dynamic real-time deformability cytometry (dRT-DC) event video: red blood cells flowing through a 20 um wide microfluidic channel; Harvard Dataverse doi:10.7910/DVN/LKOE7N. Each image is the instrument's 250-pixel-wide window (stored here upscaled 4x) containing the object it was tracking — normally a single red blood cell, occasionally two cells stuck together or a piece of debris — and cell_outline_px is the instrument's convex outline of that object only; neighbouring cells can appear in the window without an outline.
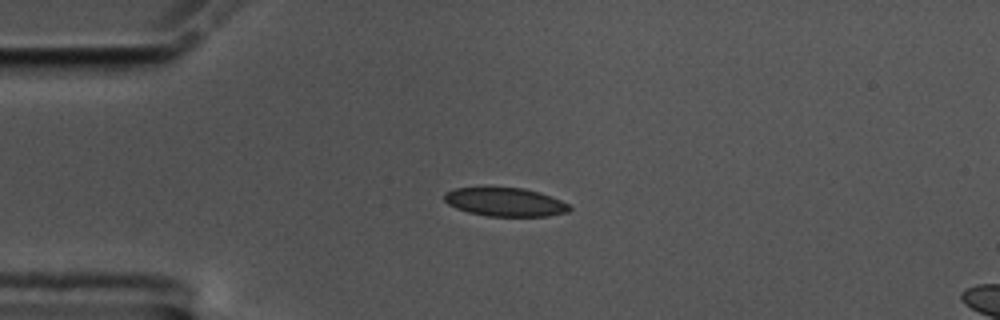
{"species": "common noctule bat (a hibernating species)", "species_latin": "Nyctalus noctula", "temperature_condition": "cold", "stored_images_in_passage": 31, "camera_frame_rate_fps": 3000, "um_per_image_px": 0.085, "animal": {"sex": "male", "body_mass_g": 17.5, "forearm_length_mm": 52.3}, "frame": {"image": 1, "passage_image": 1, "time_ms": 0.0, "image_size_px": [1000, 320], "cell_outline_px": [[572, 208], [568, 212], [548, 216], [488, 216], [468, 212], [456, 208], [448, 204], [444, 200], [444, 192], [456, 188], [524, 188], [540, 192], [552, 196], [568, 204]], "centroid_in_image_um": [42.95, 17.18], "position_along_channel_um": 42.0, "area_um2": 20.81}}
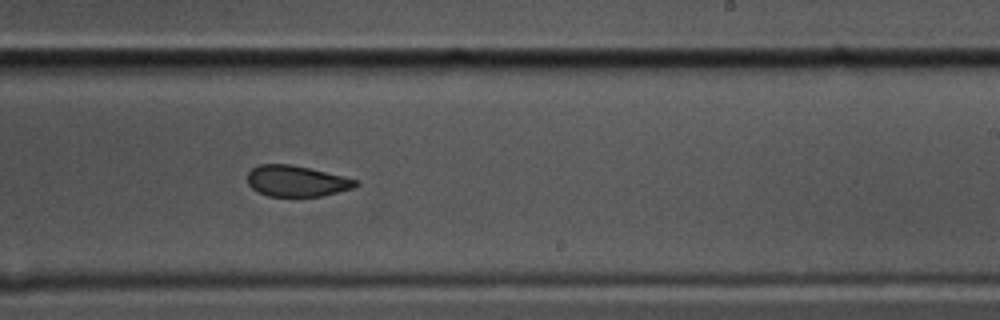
{"frame": {"image": 2, "passage_image": 22, "time_ms": 7.0, "image_size_px": [1000, 320], "cell_outline_px": [[360, 184], [352, 188], [320, 196], [268, 196], [252, 188], [248, 184], [248, 172], [252, 168], [260, 164], [292, 164], [360, 180]], "centroid_in_image_um": [25.21, 15.38], "position_along_channel_um": 263.8, "area_um2": 19.42}}
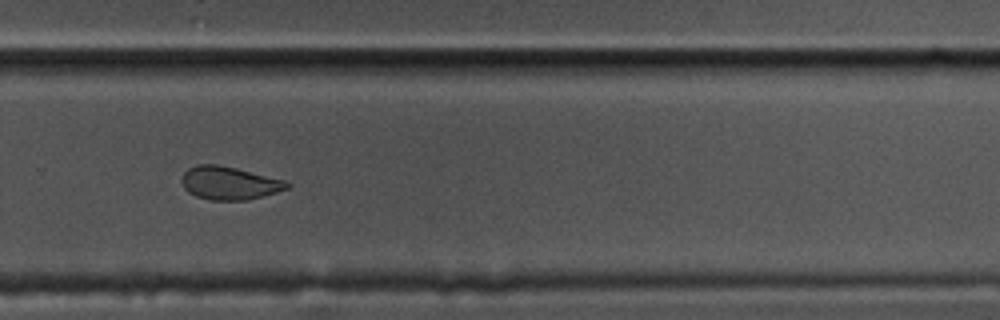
{"frame": {"image": 3, "passage_image": 26, "time_ms": 8.333, "image_size_px": [1000, 320], "cell_outline_px": [[292, 184], [288, 188], [276, 192], [248, 200], [212, 200], [196, 196], [188, 192], [184, 188], [180, 180], [184, 172], [188, 168], [196, 164], [216, 164], [236, 168], [288, 180]], "centroid_in_image_um": [19.5, 15.55], "position_along_channel_um": 310.3, "area_um2": 20.52}}